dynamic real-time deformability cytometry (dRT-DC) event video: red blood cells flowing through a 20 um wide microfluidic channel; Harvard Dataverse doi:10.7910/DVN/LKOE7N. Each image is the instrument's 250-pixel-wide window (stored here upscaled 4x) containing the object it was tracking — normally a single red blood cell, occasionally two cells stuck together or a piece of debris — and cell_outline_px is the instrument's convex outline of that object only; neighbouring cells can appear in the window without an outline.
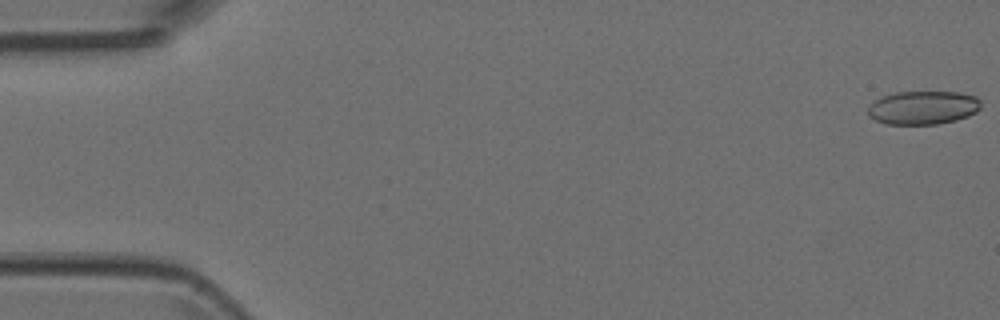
{"species": "Egyptian fruit bat (a non-hibernating species)", "species_latin": "Rousettus aegyptiacus", "temperature_condition": "room temperature", "stored_images_in_passage": 5, "camera_frame_rate_fps": 3000, "um_per_image_px": 0.085, "animal": {"sex": "female"}, "frame": {"image": 1, "passage_image": 1, "time_ms": 0.0, "image_size_px": [1000, 320], "cell_outline_px": [[980, 108], [976, 112], [968, 116], [956, 120], [936, 124], [888, 124], [876, 120], [868, 116], [868, 108], [876, 100], [884, 96], [896, 92], [960, 92], [976, 96], [980, 100]], "centroid_in_image_um": [78.49, 9.15], "position_along_channel_um": 6.5, "area_um2": 21.96}}